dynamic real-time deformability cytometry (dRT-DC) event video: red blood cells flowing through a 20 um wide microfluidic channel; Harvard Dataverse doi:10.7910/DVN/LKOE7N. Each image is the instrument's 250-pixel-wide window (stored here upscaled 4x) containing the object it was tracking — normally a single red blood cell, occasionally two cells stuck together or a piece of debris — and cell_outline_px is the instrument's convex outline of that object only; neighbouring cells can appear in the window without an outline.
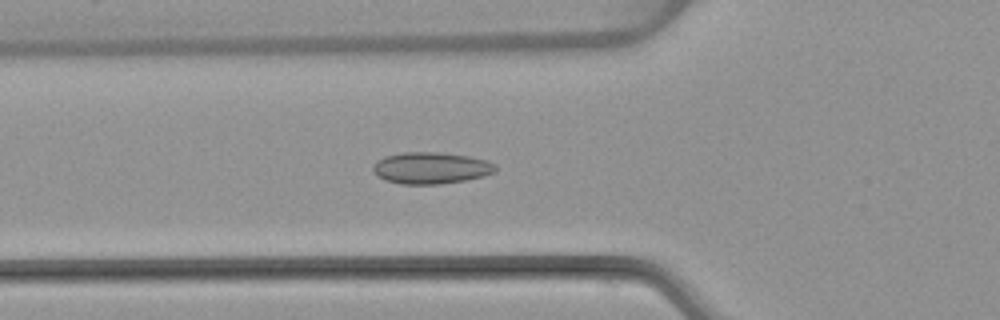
{"species": "common noctule bat (a hibernating species)", "species_latin": "Nyctalus noctula", "temperature_condition": "warm", "stored_images_in_passage": 51, "camera_frame_rate_fps": 3000, "um_per_image_px": 0.085, "animal": {"sex": "female", "body_mass_g": 22.7, "forearm_length_mm": 54.2}, "frame": {"image": 1, "passage_image": 17, "time_ms": 5.333, "image_size_px": [1000, 320], "cell_outline_px": [[496, 172], [484, 176], [464, 180], [440, 184], [400, 184], [384, 180], [376, 176], [372, 168], [376, 160], [384, 156], [400, 152], [436, 152], [468, 156], [488, 160], [496, 164]], "centroid_in_image_um": [36.61, 14.27], "position_along_channel_um": 89.2, "area_um2": 22.83}}
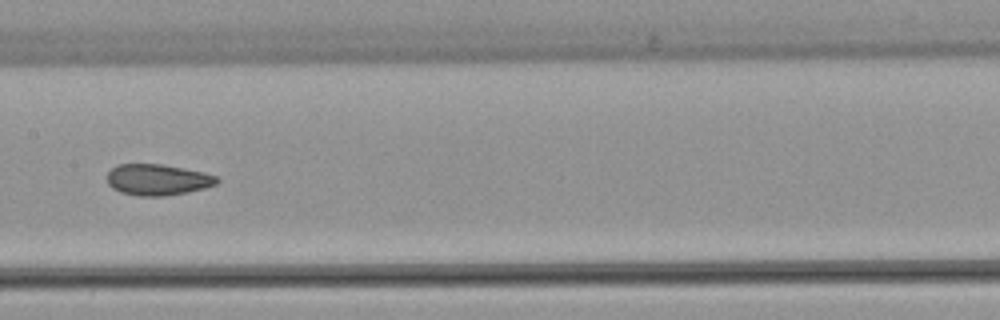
{"frame": {"image": 2, "passage_image": 25, "time_ms": 8.0, "image_size_px": [1000, 320], "cell_outline_px": [[220, 180], [216, 184], [204, 188], [188, 192], [164, 196], [136, 196], [120, 192], [112, 188], [108, 184], [108, 172], [116, 164], [160, 164], [184, 168], [204, 172], [216, 176]], "centroid_in_image_um": [13.39, 15.28], "position_along_channel_um": 194.0, "area_um2": 20.0}}
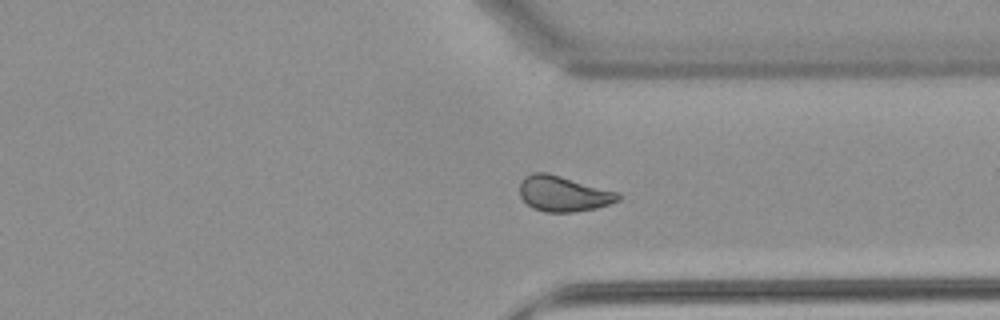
{"frame": {"image": 3, "passage_image": 38, "time_ms": 12.333, "image_size_px": [1000, 320], "cell_outline_px": [[620, 200], [596, 208], [572, 212], [544, 212], [532, 208], [520, 196], [520, 180], [524, 176], [532, 172], [548, 172], [620, 192]], "centroid_in_image_um": [47.88, 16.45], "position_along_channel_um": 363.5, "area_um2": 20.63}, "authors_computed_cell_mechanics": {"area_um2": 20.9814, "velocity_mm_per_s": 3.909, "shape_relaxation_time_tau1_ms": 10.9585, "shape_relaxation_time_tau2_ms": 1.9201, "deformation_change_tau1": 0.1662, "deformation_change_tau2": 0.0749}}